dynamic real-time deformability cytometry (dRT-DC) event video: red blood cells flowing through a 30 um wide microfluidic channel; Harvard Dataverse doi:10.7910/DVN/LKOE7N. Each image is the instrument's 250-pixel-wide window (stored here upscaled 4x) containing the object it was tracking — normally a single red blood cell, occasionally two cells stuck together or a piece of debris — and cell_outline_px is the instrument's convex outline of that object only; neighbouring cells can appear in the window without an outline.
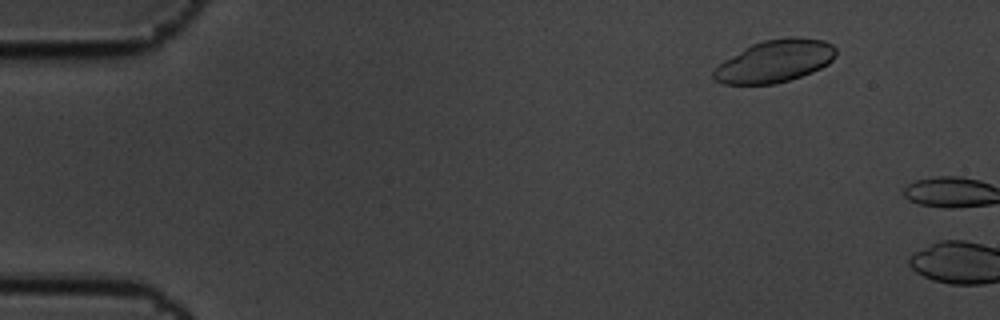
{"species": "common noctule bat (a hibernating species)", "species_latin": "Nyctalus noctula", "temperature_condition": "cold", "stored_images_in_passage": 7, "camera_frame_rate_fps": 3000, "um_per_image_px": 0.085, "animal": {"sex": "male", "body_mass_g": 19.5, "forearm_length_mm": 54.6}, "frame": {"image": 1, "passage_image": 7, "time_ms": 2.0, "image_size_px": [1000, 320], "cell_outline_px": [[836, 56], [828, 64], [812, 72], [788, 80], [772, 84], [724, 84], [716, 80], [712, 76], [712, 72], [724, 60], [744, 48], [752, 44], [764, 40], [792, 36], [800, 36], [824, 40], [832, 44], [836, 48]], "centroid_in_image_um": [65.89, 5.18], "position_along_channel_um": 19.1, "area_um2": 30.17}}